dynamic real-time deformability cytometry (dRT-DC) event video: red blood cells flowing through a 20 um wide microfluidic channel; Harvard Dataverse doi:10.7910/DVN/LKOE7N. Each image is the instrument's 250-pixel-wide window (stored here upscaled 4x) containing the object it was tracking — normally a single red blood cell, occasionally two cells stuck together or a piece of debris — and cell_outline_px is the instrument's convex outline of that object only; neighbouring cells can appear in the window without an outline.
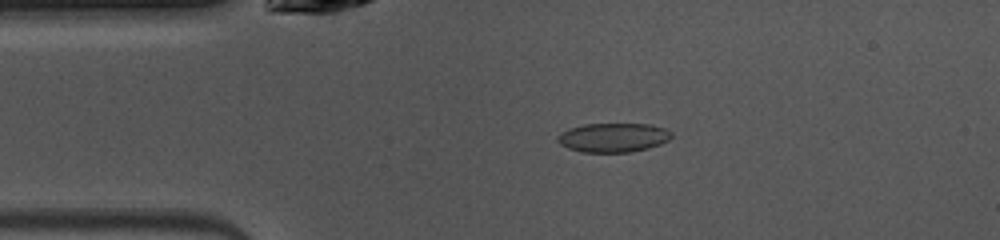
{"species": "common noctule bat (a hibernating species)", "species_latin": "Nyctalus noctula", "temperature_condition": "warm", "stored_images_in_passage": 48, "camera_frame_rate_fps": 3000, "um_per_image_px": 0.085, "animal": {"sex": "female", "body_mass_g": 10.0, "forearm_length_mm": 53.1}, "frame": {"image": 1, "passage_image": 9, "time_ms": 2.667, "image_size_px": [1000, 240], "cell_outline_px": [[672, 136], [668, 140], [660, 144], [648, 148], [628, 152], [580, 152], [568, 148], [560, 144], [556, 140], [556, 136], [560, 132], [568, 128], [584, 124], [652, 124], [664, 128], [672, 132]], "centroid_in_image_um": [52.09, 11.68], "position_along_channel_um": 32.9, "area_um2": 19.48}}
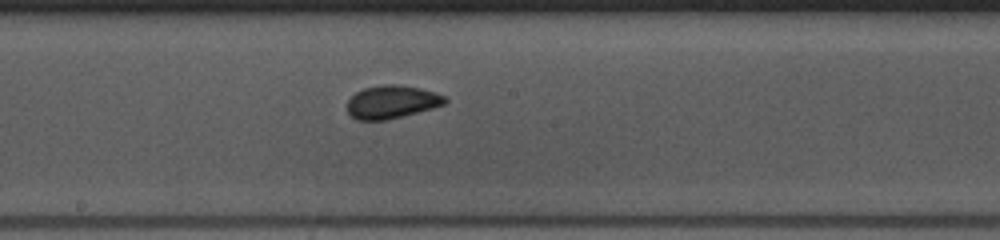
{"frame": {"image": 2, "passage_image": 24, "time_ms": 7.667, "image_size_px": [1000, 240], "cell_outline_px": [[448, 100], [444, 104], [432, 108], [384, 120], [356, 120], [348, 112], [348, 100], [356, 92], [364, 88], [380, 84], [400, 84], [420, 88], [444, 96]], "centroid_in_image_um": [33.27, 8.65], "position_along_channel_um": 214.9, "area_um2": 18.61}}
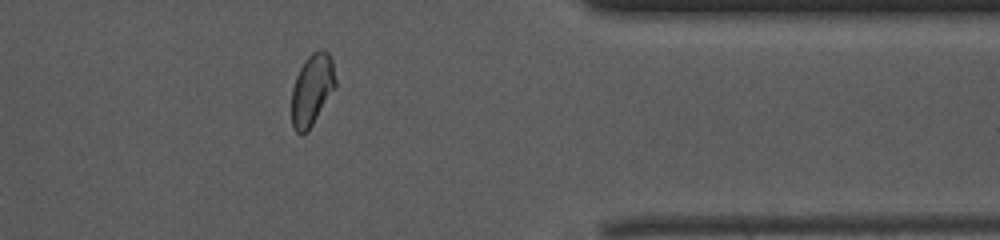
{"frame": {"image": 3, "passage_image": 38, "time_ms": 12.333, "image_size_px": [1000, 240], "cell_outline_px": [[336, 88], [312, 124], [300, 136], [292, 128], [292, 88], [296, 76], [304, 60], [312, 52], [320, 48], [324, 48], [328, 52], [332, 60], [336, 80]], "centroid_in_image_um": [26.53, 7.58], "position_along_channel_um": 384.9, "area_um2": 18.38}, "authors_computed_cell_mechanics": {"area_um2": 18.496, "velocity_mm_per_s": 4.0533, "shape_relaxation_time_tau1_ms": 3.0623, "shape_relaxation_time_tau2_ms": 0.8874, "deformation_change_tau1": 0.088, "deformation_change_tau2": 0.0439}}